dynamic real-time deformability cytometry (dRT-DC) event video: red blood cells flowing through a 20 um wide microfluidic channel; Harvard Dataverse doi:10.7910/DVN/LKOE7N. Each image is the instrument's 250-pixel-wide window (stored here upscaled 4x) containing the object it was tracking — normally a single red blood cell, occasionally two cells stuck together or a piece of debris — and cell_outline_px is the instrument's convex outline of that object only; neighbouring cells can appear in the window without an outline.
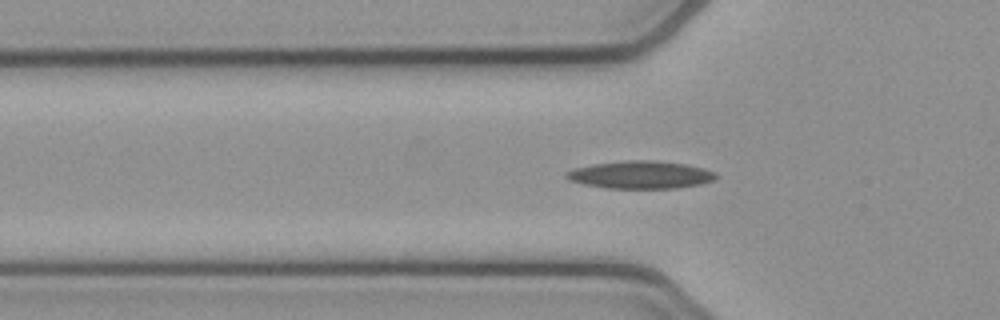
{"species": "common noctule bat (a hibernating species)", "species_latin": "Nyctalus noctula", "temperature_condition": "cold", "stored_images_in_passage": 38, "camera_frame_rate_fps": 3000, "um_per_image_px": 0.085, "animal": {"sex": "female", "body_mass_g": 21.9}, "frame": {"image": 1, "passage_image": 2, "time_ms": 0.333, "image_size_px": [1000, 320], "cell_outline_px": [[716, 180], [700, 184], [676, 188], [608, 188], [584, 184], [568, 180], [564, 176], [564, 172], [576, 168], [592, 164], [624, 160], [656, 160], [684, 164], [704, 168], [716, 172]], "centroid_in_image_um": [54.44, 14.85], "position_along_channel_um": 71.4, "area_um2": 24.22}}
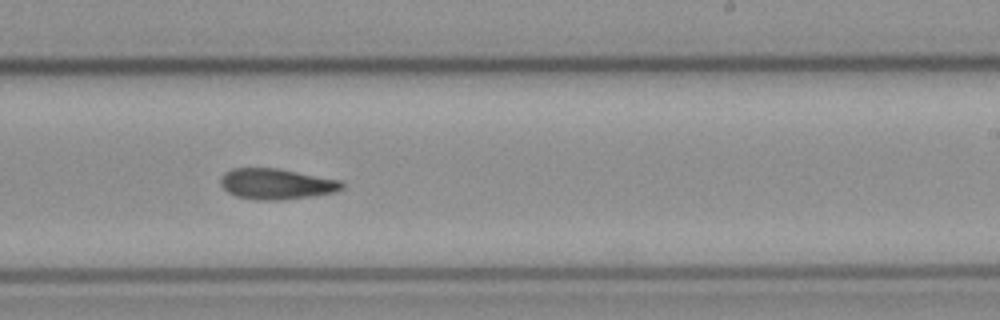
{"frame": {"image": 2, "passage_image": 17, "time_ms": 5.333, "image_size_px": [1000, 320], "cell_outline_px": [[344, 188], [336, 192], [312, 196], [284, 200], [256, 200], [236, 196], [228, 192], [220, 184], [220, 176], [224, 172], [232, 168], [280, 168], [340, 180], [344, 184]], "centroid_in_image_um": [23.49, 15.63], "position_along_channel_um": 265.5, "area_um2": 22.02}}
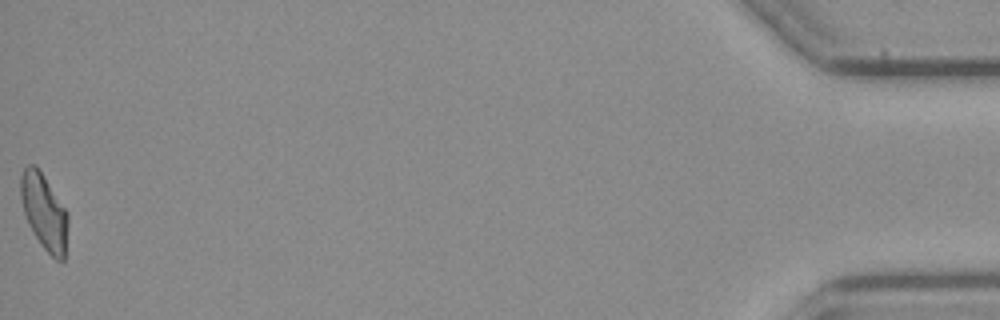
{"frame": {"image": 3, "passage_image": 38, "time_ms": 12.333, "image_size_px": [1000, 320], "cell_outline_px": [[68, 224], [64, 260], [56, 260], [40, 244], [28, 224], [24, 212], [20, 196], [20, 176], [24, 168], [28, 164], [36, 164], [68, 212]], "centroid_in_image_um": [3.75, 17.98], "position_along_channel_um": 431.5, "area_um2": 20.92}}